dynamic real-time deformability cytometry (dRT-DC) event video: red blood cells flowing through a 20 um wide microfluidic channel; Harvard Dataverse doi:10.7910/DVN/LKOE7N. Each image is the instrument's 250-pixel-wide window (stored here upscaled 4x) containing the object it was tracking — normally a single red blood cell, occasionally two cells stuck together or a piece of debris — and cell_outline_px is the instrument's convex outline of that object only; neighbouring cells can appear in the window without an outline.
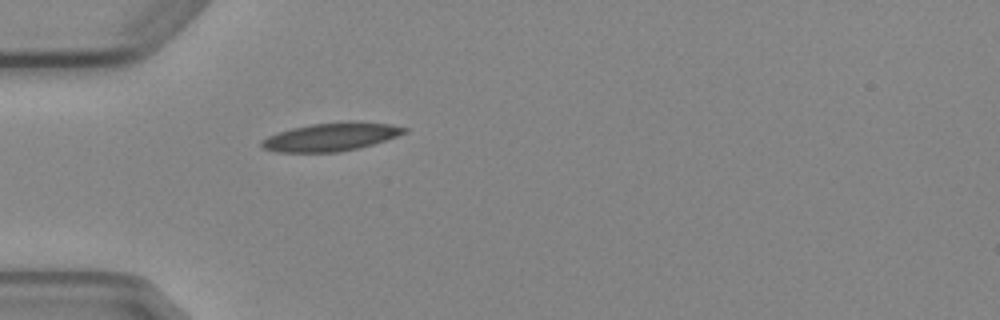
{"species": "Egyptian fruit bat (a non-hibernating species)", "species_latin": "Rousettus aegyptiacus", "temperature_condition": "cold", "stored_images_in_passage": 1, "camera_frame_rate_fps": 3000, "um_per_image_px": 0.085, "animal": {"sex": "female"}, "frame": {"image": 1, "passage_image": 1, "time_ms": 0.0, "image_size_px": [1000, 320], "cell_outline_px": [[408, 132], [360, 148], [340, 152], [276, 152], [264, 148], [260, 144], [260, 140], [268, 136], [292, 128], [312, 124], [348, 120], [352, 120], [392, 124], [408, 128]], "centroid_in_image_um": [28.17, 11.62], "position_along_channel_um": 56.8, "area_um2": 23.64}}